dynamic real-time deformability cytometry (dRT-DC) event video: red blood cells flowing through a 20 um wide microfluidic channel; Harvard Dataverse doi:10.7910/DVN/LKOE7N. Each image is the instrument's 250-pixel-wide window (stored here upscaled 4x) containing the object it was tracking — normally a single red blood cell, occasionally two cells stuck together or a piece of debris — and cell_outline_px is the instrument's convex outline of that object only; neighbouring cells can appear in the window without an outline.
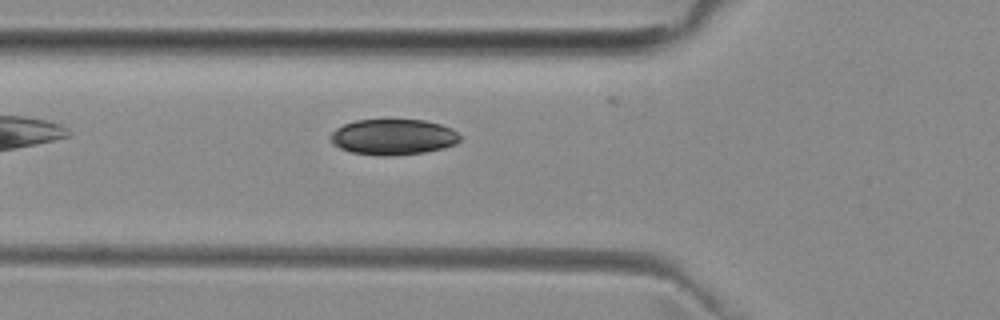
{"species": "common noctule bat (a hibernating species)", "species_latin": "Nyctalus noctula", "temperature_condition": "room temperature", "stored_images_in_passage": 3, "camera_frame_rate_fps": 3000, "um_per_image_px": 0.085, "animal": {"sex": "female", "body_mass_g": 29.2, "forearm_length_mm": 56.3}, "frame": {"image": 1, "passage_image": 3, "time_ms": 3.333, "image_size_px": [1000, 320], "cell_outline_px": [[460, 140], [456, 144], [424, 152], [392, 156], [380, 156], [352, 152], [340, 148], [332, 144], [328, 140], [328, 136], [336, 128], [344, 124], [356, 120], [424, 120], [440, 124], [452, 128], [460, 136]], "centroid_in_image_um": [33.37, 11.64], "position_along_channel_um": 92.4, "area_um2": 27.05}}